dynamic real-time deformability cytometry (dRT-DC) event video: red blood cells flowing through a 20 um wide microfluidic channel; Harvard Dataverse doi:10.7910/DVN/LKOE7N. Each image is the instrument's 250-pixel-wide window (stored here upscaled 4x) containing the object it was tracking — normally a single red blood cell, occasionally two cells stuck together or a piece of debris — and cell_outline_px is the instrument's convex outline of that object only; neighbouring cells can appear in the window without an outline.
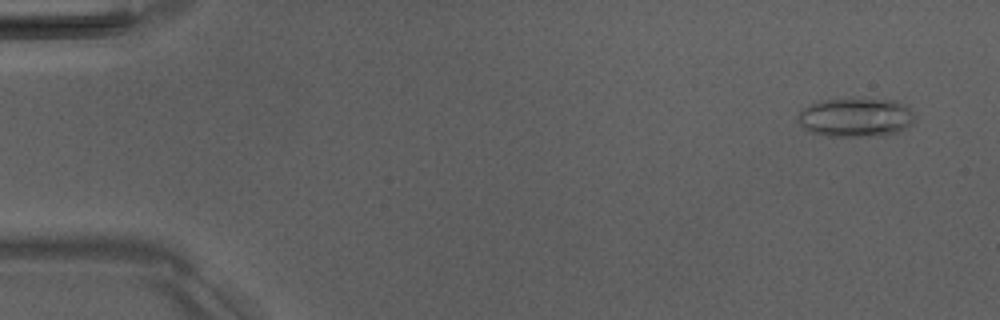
{"species": "Egyptian fruit bat (a non-hibernating species)", "species_latin": "Rousettus aegyptiacus", "temperature_condition": "room temperature", "stored_images_in_passage": 8, "camera_frame_rate_fps": 3000, "um_per_image_px": 0.085, "animal": {"sex": "male"}, "frame": {"image": 1, "passage_image": 1, "time_ms": 0.0, "image_size_px": [1000, 320], "cell_outline_px": [[916, 120], [912, 124], [900, 132], [880, 136], [828, 136], [812, 132], [804, 128], [800, 124], [796, 116], [804, 108], [820, 100], [860, 96], [896, 100], [908, 104], [912, 108], [916, 116]], "centroid_in_image_um": [72.83, 9.93], "position_along_channel_um": 12.2, "area_um2": 27.74}}
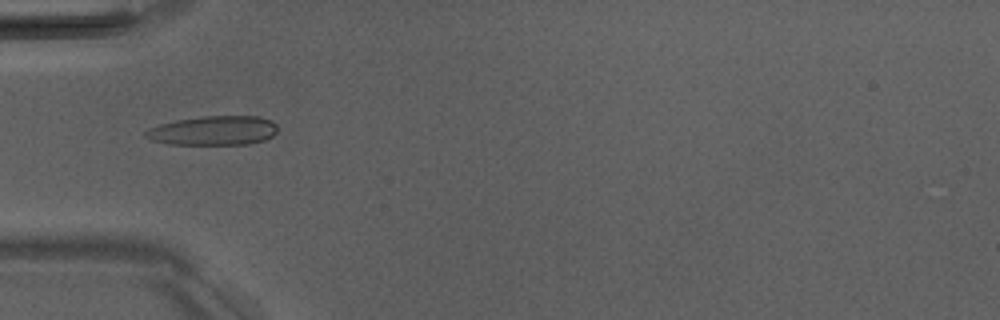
{"frame": {"image": 2, "passage_image": 5, "time_ms": 4.667, "image_size_px": [1000, 320], "cell_outline_px": [[276, 132], [272, 136], [264, 140], [248, 144], [168, 144], [152, 140], [144, 136], [144, 132], [148, 128], [160, 124], [176, 120], [204, 116], [260, 116], [272, 120], [276, 124]], "centroid_in_image_um": [18.14, 11.09], "position_along_channel_um": 66.9, "area_um2": 22.54}}
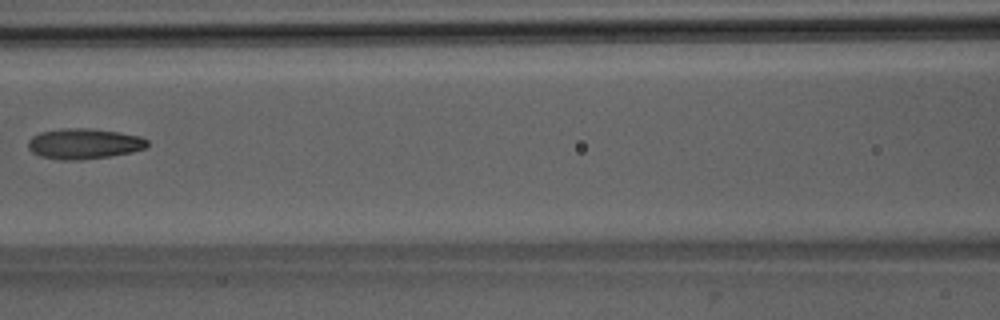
{"frame": {"image": 3, "passage_image": 7, "time_ms": 7.0, "image_size_px": [1000, 320], "cell_outline_px": [[148, 144], [144, 148], [132, 152], [108, 156], [80, 160], [60, 160], [40, 156], [32, 152], [28, 148], [28, 140], [32, 136], [40, 132], [60, 128], [92, 128], [120, 132], [140, 136], [148, 140]], "centroid_in_image_um": [7.12, 12.2], "position_along_channel_um": 159.5, "area_um2": 21.33}}